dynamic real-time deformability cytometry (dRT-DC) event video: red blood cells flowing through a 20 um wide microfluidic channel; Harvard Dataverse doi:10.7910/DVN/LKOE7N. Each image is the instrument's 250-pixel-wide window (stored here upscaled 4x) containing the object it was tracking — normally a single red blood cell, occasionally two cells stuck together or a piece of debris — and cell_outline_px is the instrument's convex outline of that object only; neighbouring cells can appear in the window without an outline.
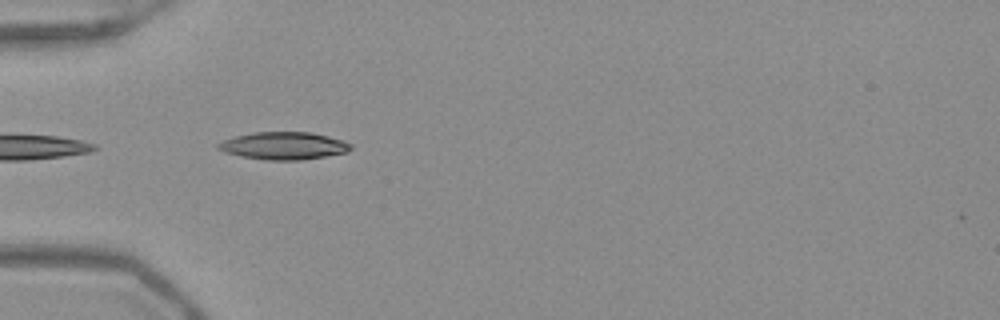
{"species": "Egyptian fruit bat (a non-hibernating species)", "species_latin": "Rousettus aegyptiacus", "temperature_condition": "warm", "stored_images_in_passage": 5, "camera_frame_rate_fps": 3000, "um_per_image_px": 0.085, "frame": {"image": 1, "passage_image": 2, "time_ms": 0.333, "image_size_px": [1000, 320], "cell_outline_px": [[352, 148], [348, 152], [300, 160], [264, 160], [240, 156], [224, 152], [216, 148], [216, 144], [224, 140], [236, 136], [256, 132], [312, 132], [344, 140], [352, 144]], "centroid_in_image_um": [24.12, 12.39], "position_along_channel_um": 60.9, "area_um2": 21.33}}